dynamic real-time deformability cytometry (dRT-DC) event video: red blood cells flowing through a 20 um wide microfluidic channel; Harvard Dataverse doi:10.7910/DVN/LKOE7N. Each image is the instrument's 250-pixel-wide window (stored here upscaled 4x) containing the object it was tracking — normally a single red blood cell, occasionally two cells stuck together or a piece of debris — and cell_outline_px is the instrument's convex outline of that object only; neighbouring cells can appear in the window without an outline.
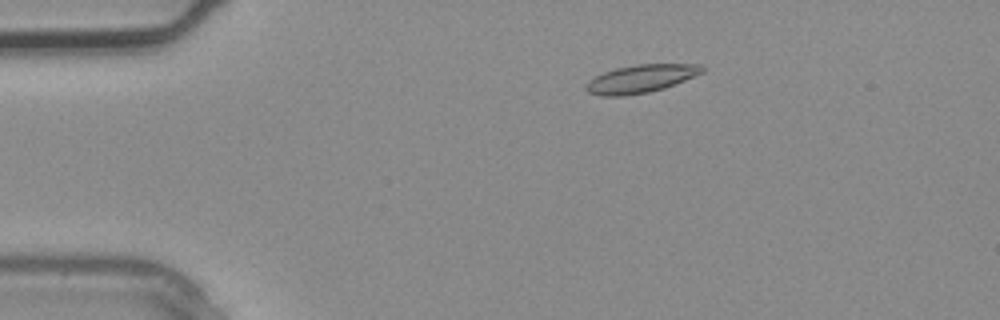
{"species": "common noctule bat (a hibernating species)", "species_latin": "Nyctalus noctula", "temperature_condition": "warm", "stored_images_in_passage": 4, "camera_frame_rate_fps": 3000, "um_per_image_px": 0.085, "animal": {"sex": "male", "body_mass_g": 20.4}, "frame": {"image": 1, "passage_image": 2, "time_ms": 0.333, "image_size_px": [1000, 320], "cell_outline_px": [[704, 72], [664, 88], [648, 92], [624, 96], [600, 96], [588, 92], [584, 88], [584, 84], [588, 80], [604, 72], [616, 68], [636, 64], [700, 64], [704, 68]], "centroid_in_image_um": [54.43, 6.69], "position_along_channel_um": 30.6, "area_um2": 18.96}}
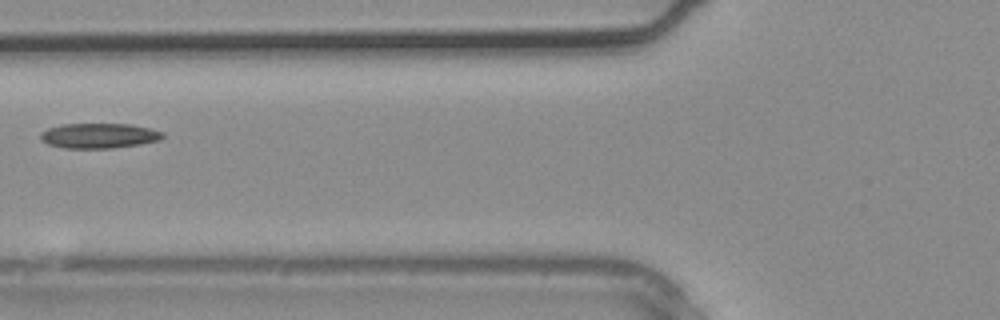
{"frame": {"image": 2, "passage_image": 4, "time_ms": 1.0, "image_size_px": [1000, 320], "cell_outline_px": [[164, 136], [160, 140], [140, 144], [112, 148], [64, 148], [48, 144], [40, 140], [40, 132], [48, 128], [60, 124], [132, 124], [164, 132]], "centroid_in_image_um": [8.39, 11.53], "position_along_channel_um": 117.4, "area_um2": 17.92}}